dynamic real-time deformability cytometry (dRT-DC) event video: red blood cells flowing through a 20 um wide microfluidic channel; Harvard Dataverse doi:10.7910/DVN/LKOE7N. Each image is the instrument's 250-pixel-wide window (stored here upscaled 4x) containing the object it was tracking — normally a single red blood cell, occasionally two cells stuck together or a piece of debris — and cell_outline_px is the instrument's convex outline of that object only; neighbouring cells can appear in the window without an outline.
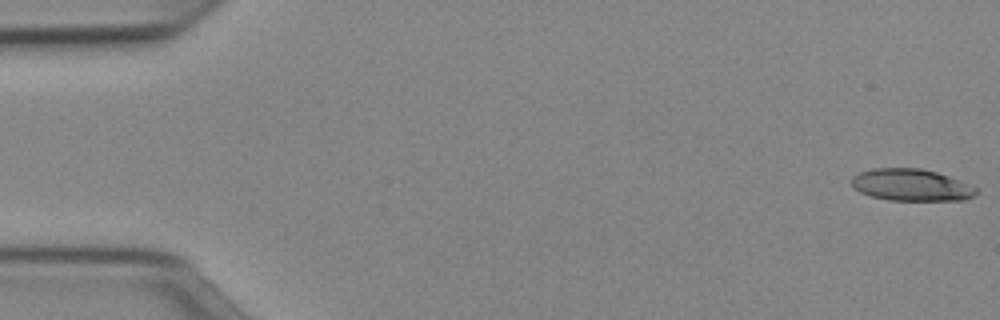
{"species": "Egyptian fruit bat (a non-hibernating species)", "species_latin": "Rousettus aegyptiacus", "temperature_condition": "cold", "stored_images_in_passage": 14, "camera_frame_rate_fps": 3000, "um_per_image_px": 0.085, "animal": {"sex": "female"}, "frame": {"image": 1, "passage_image": 1, "time_ms": 0.0, "image_size_px": [1000, 320], "cell_outline_px": [[976, 192], [972, 196], [964, 200], [888, 200], [872, 196], [860, 192], [852, 188], [852, 176], [860, 172], [872, 168], [920, 168], [936, 172], [948, 176], [976, 188]], "centroid_in_image_um": [77.39, 15.72], "position_along_channel_um": 7.6, "area_um2": 22.95}}
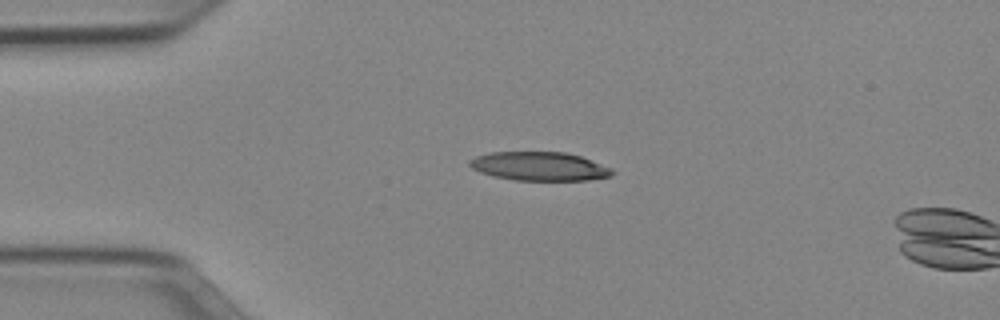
{"frame": {"image": 2, "passage_image": 12, "time_ms": 3.667, "image_size_px": [1000, 320], "cell_outline_px": [[616, 172], [612, 176], [588, 180], [512, 180], [492, 176], [480, 172], [472, 168], [468, 164], [468, 160], [476, 156], [488, 152], [564, 152], [580, 156], [612, 168]], "centroid_in_image_um": [45.83, 14.14], "position_along_channel_um": 39.2, "area_um2": 24.04}}